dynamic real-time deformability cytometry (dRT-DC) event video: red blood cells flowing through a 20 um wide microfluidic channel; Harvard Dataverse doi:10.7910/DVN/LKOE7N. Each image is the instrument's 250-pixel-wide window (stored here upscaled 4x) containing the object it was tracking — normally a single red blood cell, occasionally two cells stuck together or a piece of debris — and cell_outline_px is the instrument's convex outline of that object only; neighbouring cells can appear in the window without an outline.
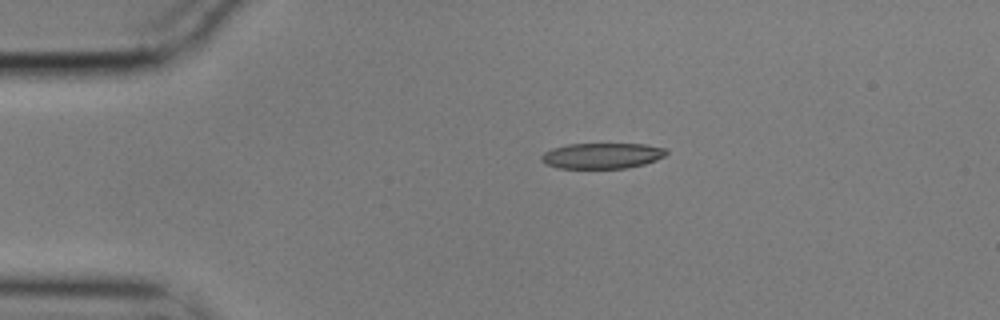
{"species": "common noctule bat (a hibernating species)", "species_latin": "Nyctalus noctula", "temperature_condition": "cold", "stored_images_in_passage": 46, "camera_frame_rate_fps": 3000, "um_per_image_px": 0.085, "animal": {"sex": "male", "body_mass_g": 17.9}, "frame": {"image": 1, "passage_image": 1, "time_ms": 0.0, "image_size_px": [1000, 320], "cell_outline_px": [[668, 152], [664, 156], [656, 160], [644, 164], [624, 168], [556, 168], [544, 164], [540, 160], [540, 156], [544, 152], [552, 148], [568, 144], [644, 144], [664, 148]], "centroid_in_image_um": [51.12, 13.24], "position_along_channel_um": 33.9, "area_um2": 18.73}}
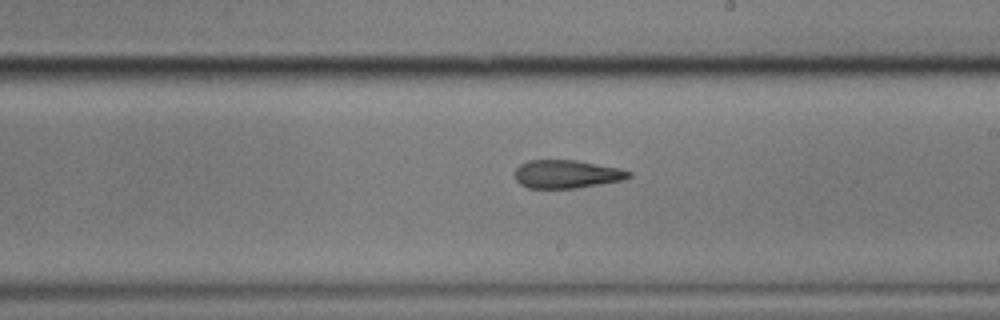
{"frame": {"image": 2, "passage_image": 22, "time_ms": 7.0, "image_size_px": [1000, 320], "cell_outline_px": [[632, 176], [624, 180], [576, 188], [528, 188], [520, 184], [516, 180], [516, 168], [520, 164], [528, 160], [576, 160], [620, 168], [632, 172]], "centroid_in_image_um": [48.19, 14.8], "position_along_channel_um": 240.8, "area_um2": 18.79}}
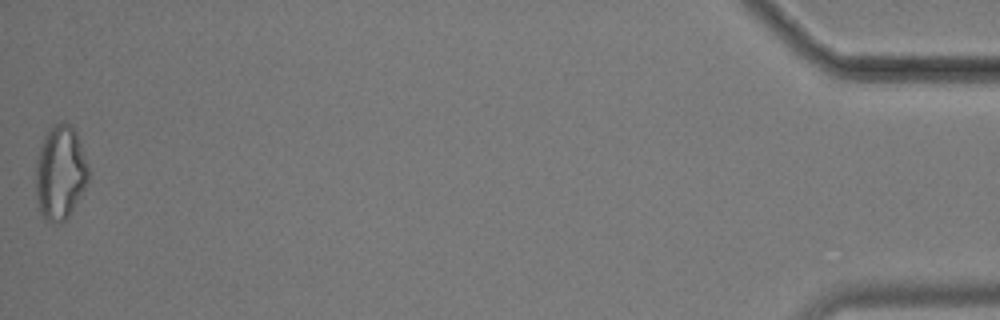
{"frame": {"image": 3, "passage_image": 46, "time_ms": 15.0, "image_size_px": [1000, 320], "cell_outline_px": [[88, 180], [84, 188], [68, 216], [64, 220], [44, 220], [40, 216], [36, 196], [36, 160], [44, 136], [48, 128], [52, 124], [60, 120], [64, 120], [76, 132], [88, 164]], "centroid_in_image_um": [5.1, 14.62], "position_along_channel_um": 430.1, "area_um2": 28.73}, "authors_computed_cell_mechanics": {"area_um2": 20.2589, "velocity_mm_per_s": 3.5273, "shape_relaxation_time_tau1_ms": null, "shape_relaxation_time_tau2_ms": 7.4414, "deformation_change_tau1": null, "deformation_change_tau2": 0.2011}}